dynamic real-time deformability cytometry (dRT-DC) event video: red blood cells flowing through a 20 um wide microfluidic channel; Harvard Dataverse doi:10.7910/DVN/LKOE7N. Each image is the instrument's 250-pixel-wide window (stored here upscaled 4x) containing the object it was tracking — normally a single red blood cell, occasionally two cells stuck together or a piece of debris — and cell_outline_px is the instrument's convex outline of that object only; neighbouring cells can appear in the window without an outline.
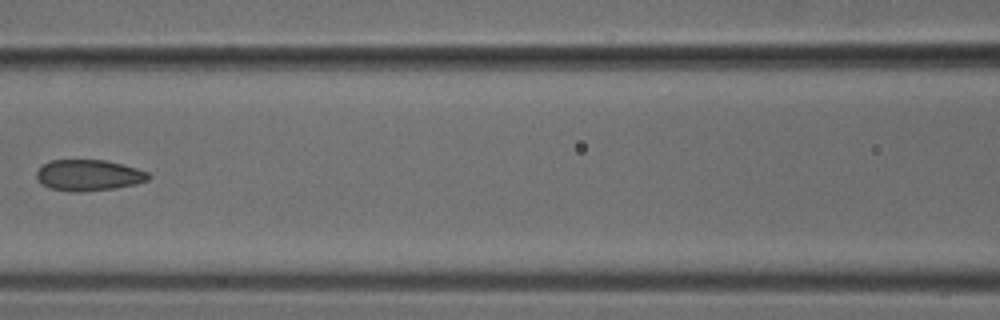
{"species": "common noctule bat (a hibernating species)", "species_latin": "Nyctalus noctula", "temperature_condition": "cold", "stored_images_in_passage": 8, "camera_frame_rate_fps": 3000, "um_per_image_px": 0.085, "animal": {"sex": "male", "body_mass_g": 18.8}, "frame": {"image": 1, "passage_image": 6, "time_ms": 1.667, "image_size_px": [1000, 320], "cell_outline_px": [[152, 176], [148, 180], [136, 184], [116, 188], [76, 192], [72, 192], [52, 188], [40, 184], [36, 176], [36, 172], [44, 164], [52, 160], [104, 160], [136, 168], [148, 172]], "centroid_in_image_um": [7.54, 14.9], "position_along_channel_um": 159.1, "area_um2": 20.17}}
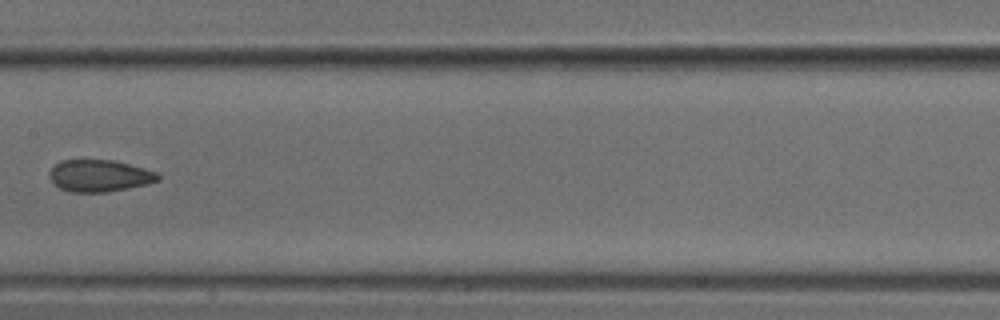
{"frame": {"image": 2, "passage_image": 7, "time_ms": 2.0, "image_size_px": [1000, 320], "cell_outline_px": [[160, 180], [148, 184], [108, 192], [72, 192], [60, 188], [48, 176], [48, 172], [60, 160], [112, 160], [128, 164], [156, 172], [160, 176]], "centroid_in_image_um": [8.45, 14.94], "position_along_channel_um": 199.0, "area_um2": 20.06}}
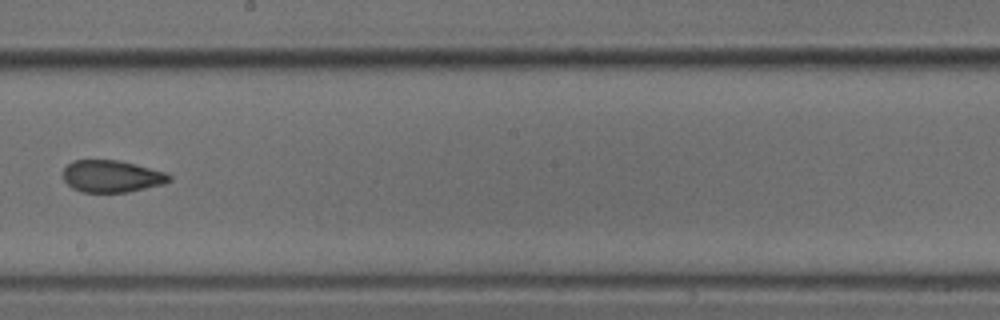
{"frame": {"image": 3, "passage_image": 8, "time_ms": 2.333, "image_size_px": [1000, 320], "cell_outline_px": [[172, 180], [164, 184], [128, 192], [80, 192], [72, 188], [64, 180], [64, 168], [72, 160], [120, 160], [168, 172], [172, 176]], "centroid_in_image_um": [9.54, 14.98], "position_along_channel_um": 238.7, "area_um2": 20.06}}